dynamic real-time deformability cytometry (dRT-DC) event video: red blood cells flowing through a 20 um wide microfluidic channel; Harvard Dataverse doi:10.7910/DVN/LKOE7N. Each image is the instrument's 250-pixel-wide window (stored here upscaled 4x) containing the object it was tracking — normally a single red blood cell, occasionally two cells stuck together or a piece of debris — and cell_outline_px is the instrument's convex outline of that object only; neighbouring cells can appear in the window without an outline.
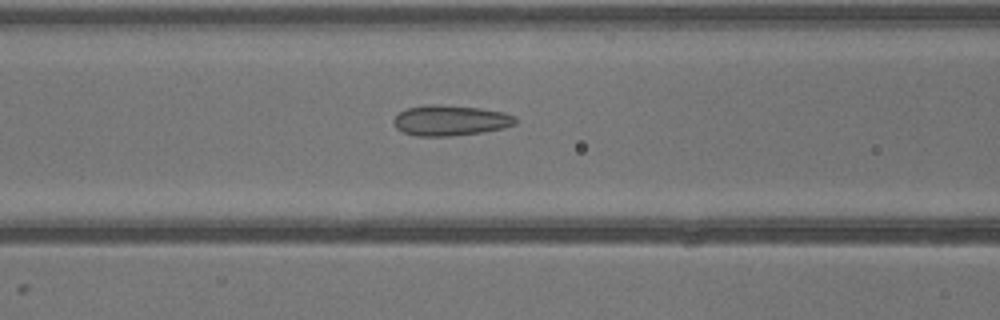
{"species": "common noctule bat (a hibernating species)", "species_latin": "Nyctalus noctula", "temperature_condition": "warm", "stored_images_in_passage": 40, "camera_frame_rate_fps": 3000, "um_per_image_px": 0.085, "animal": {"sex": "male", "body_mass_g": 13.3}, "frame": {"image": 1, "passage_image": 17, "time_ms": 5.333, "image_size_px": [1000, 320], "cell_outline_px": [[516, 124], [504, 128], [480, 132], [452, 136], [416, 136], [404, 132], [396, 128], [392, 124], [392, 120], [400, 112], [408, 108], [428, 104], [436, 104], [480, 108], [504, 112], [516, 116]], "centroid_in_image_um": [38.28, 10.23], "position_along_channel_um": 128.3, "area_um2": 21.68}}
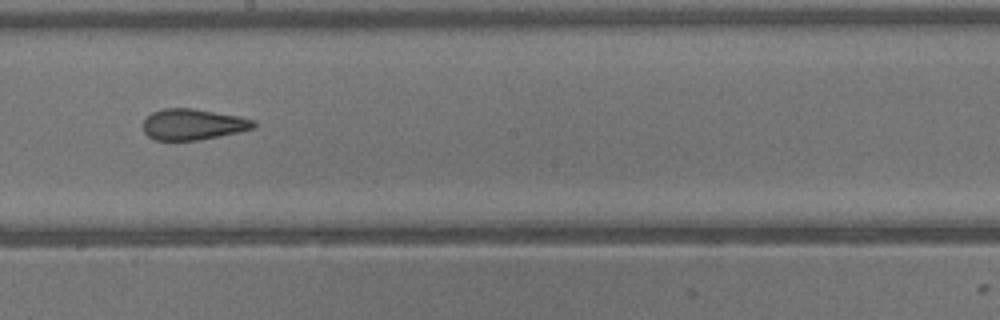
{"frame": {"image": 2, "passage_image": 23, "time_ms": 7.333, "image_size_px": [1000, 320], "cell_outline_px": [[256, 124], [252, 128], [240, 132], [200, 140], [156, 140], [148, 136], [144, 132], [144, 120], [152, 112], [164, 108], [192, 108], [240, 116], [256, 120]], "centroid_in_image_um": [16.43, 10.57], "position_along_channel_um": 231.8, "area_um2": 20.0}}
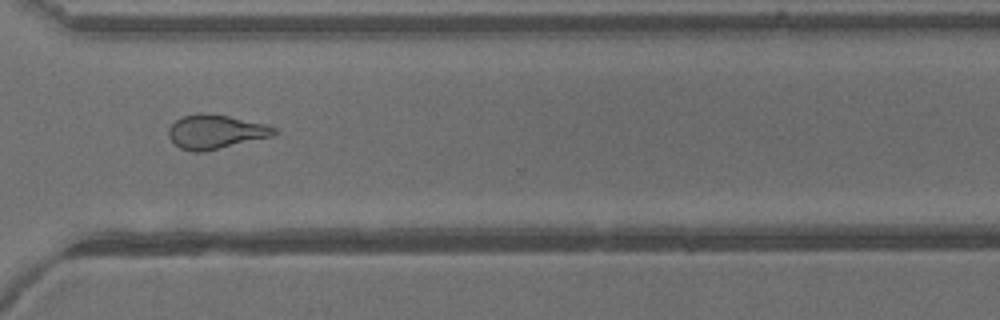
{"frame": {"image": 3, "passage_image": 30, "time_ms": 9.667, "image_size_px": [1000, 320], "cell_outline_px": [[276, 132], [272, 136], [204, 152], [192, 152], [180, 148], [168, 136], [168, 128], [176, 120], [184, 116], [200, 112], [204, 112], [228, 116], [268, 124], [276, 128]], "centroid_in_image_um": [18.32, 11.2], "position_along_channel_um": 352.3, "area_um2": 20.98}}